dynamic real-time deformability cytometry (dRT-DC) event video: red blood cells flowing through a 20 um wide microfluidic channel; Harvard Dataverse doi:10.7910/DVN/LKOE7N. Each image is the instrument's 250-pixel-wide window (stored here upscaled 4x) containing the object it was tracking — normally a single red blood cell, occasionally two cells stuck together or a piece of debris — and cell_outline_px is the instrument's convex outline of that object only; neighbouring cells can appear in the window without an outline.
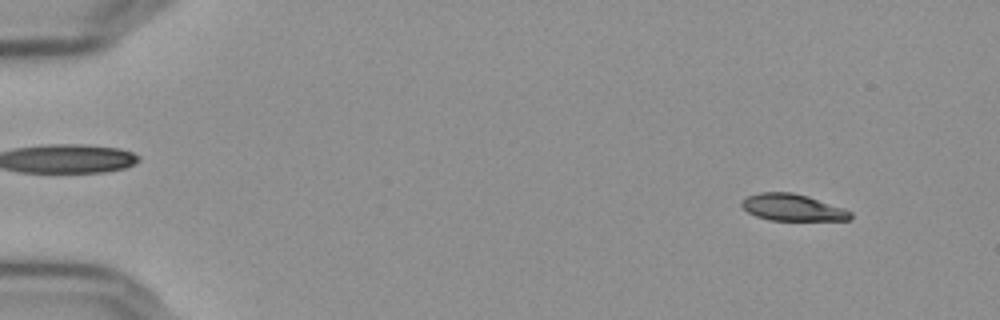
{"species": "Egyptian fruit bat (a non-hibernating species)", "species_latin": "Rousettus aegyptiacus", "temperature_condition": "cold", "stored_images_in_passage": 5, "camera_frame_rate_fps": 3000, "um_per_image_px": 0.085, "frame": {"image": 1, "passage_image": 1, "time_ms": 0.0, "image_size_px": [1000, 320], "cell_outline_px": [[852, 216], [848, 220], [768, 220], [756, 216], [748, 212], [740, 204], [740, 200], [748, 196], [760, 192], [792, 192], [808, 196], [844, 208], [852, 212]], "centroid_in_image_um": [67.35, 17.63], "position_along_channel_um": 17.7, "area_um2": 16.99}}
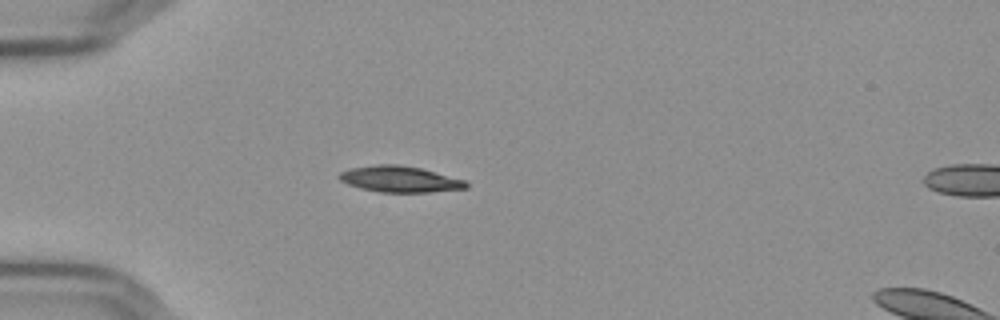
{"frame": {"image": 2, "passage_image": 4, "time_ms": 1.0, "image_size_px": [1000, 320], "cell_outline_px": [[468, 188], [428, 192], [380, 192], [360, 188], [348, 184], [340, 180], [336, 176], [340, 172], [348, 168], [376, 164], [396, 164], [420, 168], [464, 180], [468, 184]], "centroid_in_image_um": [33.92, 15.22], "position_along_channel_um": 51.1, "area_um2": 19.25}}